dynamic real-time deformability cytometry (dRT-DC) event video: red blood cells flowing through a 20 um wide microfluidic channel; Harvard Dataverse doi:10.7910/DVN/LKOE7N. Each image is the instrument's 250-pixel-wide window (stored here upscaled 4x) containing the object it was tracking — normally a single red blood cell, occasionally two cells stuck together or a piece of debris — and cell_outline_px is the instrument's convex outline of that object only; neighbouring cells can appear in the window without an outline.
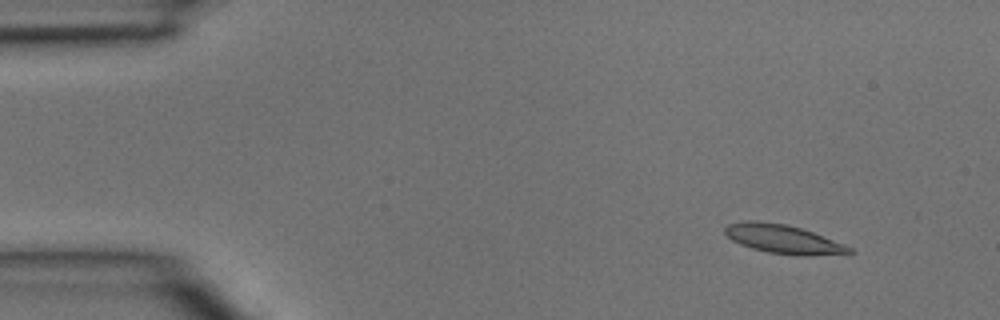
{"species": "common noctule bat (a hibernating species)", "species_latin": "Nyctalus noctula", "temperature_condition": "room temperature", "stored_images_in_passage": 3, "camera_frame_rate_fps": 3000, "um_per_image_px": 0.085, "animal": {"sex": "male", "body_mass_g": 15.6}, "frame": {"image": 1, "passage_image": 1, "time_ms": 0.0, "image_size_px": [1000, 320], "cell_outline_px": [[856, 252], [852, 256], [800, 256], [768, 252], [752, 248], [740, 244], [732, 240], [724, 232], [724, 228], [728, 224], [748, 220], [756, 220], [788, 224], [812, 232], [844, 244], [852, 248]], "centroid_in_image_um": [66.69, 20.36], "position_along_channel_um": 18.3, "area_um2": 21.44}}
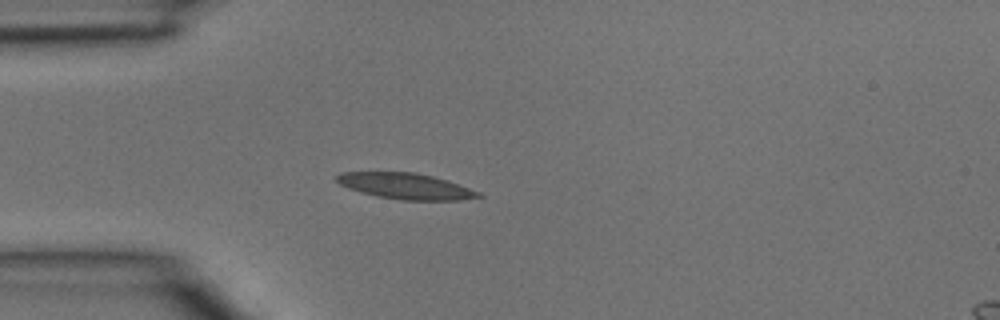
{"frame": {"image": 2, "passage_image": 3, "time_ms": 0.667, "image_size_px": [1000, 320], "cell_outline_px": [[484, 196], [460, 200], [404, 200], [376, 196], [360, 192], [348, 188], [340, 184], [332, 176], [340, 172], [416, 172], [448, 180], [480, 192]], "centroid_in_image_um": [34.45, 15.81], "position_along_channel_um": 50.5, "area_um2": 21.56}}